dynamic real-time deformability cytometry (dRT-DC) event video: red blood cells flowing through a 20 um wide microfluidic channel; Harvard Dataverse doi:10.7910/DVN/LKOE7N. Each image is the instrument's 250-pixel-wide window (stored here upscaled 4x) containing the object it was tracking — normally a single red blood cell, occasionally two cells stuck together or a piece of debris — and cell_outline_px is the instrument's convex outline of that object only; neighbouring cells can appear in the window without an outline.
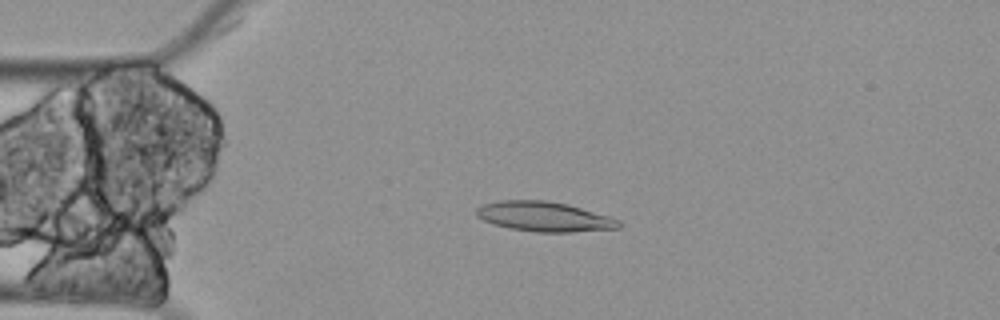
{"species": "Egyptian fruit bat (a non-hibernating species)", "species_latin": "Rousettus aegyptiacus", "temperature_condition": "cold", "stored_images_in_passage": 4, "camera_frame_rate_fps": 3000, "um_per_image_px": 0.085, "animal": {"sex": "female"}, "frame": {"image": 1, "passage_image": 3, "time_ms": 0.667, "image_size_px": [1000, 320], "cell_outline_px": [[620, 228], [572, 232], [536, 232], [508, 228], [484, 220], [476, 216], [476, 208], [484, 204], [500, 200], [548, 200], [568, 204], [608, 216], [620, 220]], "centroid_in_image_um": [46.26, 18.41], "position_along_channel_um": 38.7, "area_um2": 24.68}}